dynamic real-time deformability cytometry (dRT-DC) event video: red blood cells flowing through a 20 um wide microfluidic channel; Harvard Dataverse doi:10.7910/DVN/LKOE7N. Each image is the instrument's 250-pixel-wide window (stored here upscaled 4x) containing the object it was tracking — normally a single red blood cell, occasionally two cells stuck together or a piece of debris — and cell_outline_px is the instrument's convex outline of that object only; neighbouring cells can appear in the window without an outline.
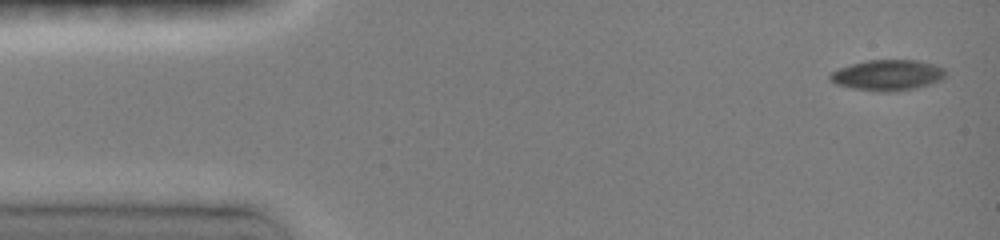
{"species": "common noctule bat (a hibernating species)", "species_latin": "Nyctalus noctula", "temperature_condition": "room temperature", "stored_images_in_passage": 12, "camera_frame_rate_fps": 3000, "um_per_image_px": 0.085, "animal": {"sex": "female", "body_mass_g": 19.0, "forearm_length_mm": 51.5}, "frame": {"image": 1, "passage_image": 1, "time_ms": 0.0, "image_size_px": [1000, 240], "cell_outline_px": [[944, 76], [940, 80], [916, 88], [896, 92], [876, 92], [852, 88], [836, 84], [828, 80], [828, 76], [832, 72], [840, 68], [852, 64], [868, 60], [916, 60], [932, 64], [944, 68]], "centroid_in_image_um": [75.4, 6.4], "position_along_channel_um": 9.6, "area_um2": 20.63}}
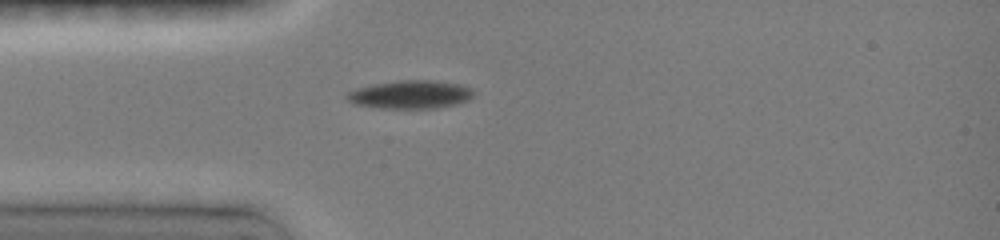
{"frame": {"image": 2, "passage_image": 7, "time_ms": 3.667, "image_size_px": [1000, 240], "cell_outline_px": [[476, 92], [468, 100], [456, 104], [436, 108], [384, 108], [352, 104], [344, 96], [348, 92], [356, 88], [372, 84], [400, 80], [432, 80], [460, 84], [472, 88]], "centroid_in_image_um": [34.88, 8.03], "position_along_channel_um": 50.1, "area_um2": 20.98}}
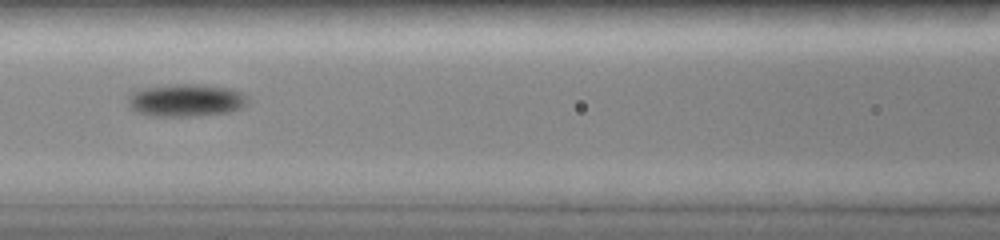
{"frame": {"image": 3, "passage_image": 11, "time_ms": 6.333, "image_size_px": [1000, 240], "cell_outline_px": [[248, 100], [240, 108], [232, 112], [196, 116], [156, 116], [136, 112], [128, 108], [128, 96], [136, 88], [172, 84], [200, 84], [232, 88], [240, 92]], "centroid_in_image_um": [15.74, 8.51], "position_along_channel_um": 150.9, "area_um2": 23.06}}